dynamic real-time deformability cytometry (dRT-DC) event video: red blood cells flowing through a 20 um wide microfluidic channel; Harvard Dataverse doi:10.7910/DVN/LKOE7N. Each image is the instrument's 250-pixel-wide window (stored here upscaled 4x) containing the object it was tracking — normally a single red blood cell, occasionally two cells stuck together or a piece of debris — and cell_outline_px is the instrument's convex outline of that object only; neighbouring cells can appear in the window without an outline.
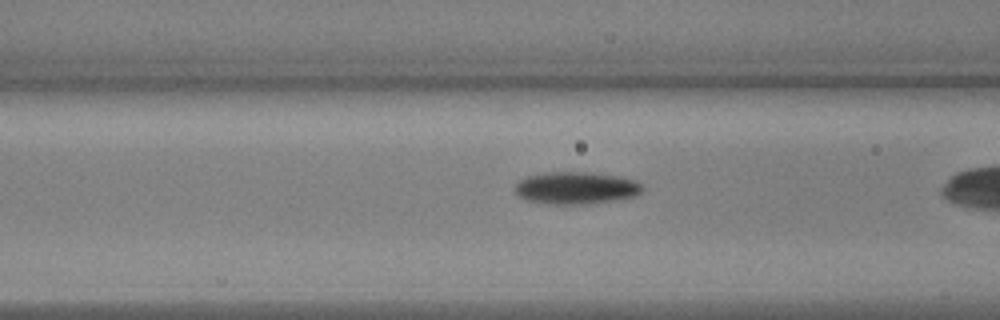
{"species": "common noctule bat (a hibernating species)", "species_latin": "Nyctalus noctula", "temperature_condition": "warm", "stored_images_in_passage": 40, "camera_frame_rate_fps": 3000, "um_per_image_px": 0.085, "animal": {"sex": "male", "body_mass_g": 17.9, "forearm_length_mm": 54.2}, "frame": {"image": 1, "passage_image": 19, "time_ms": 6.0, "image_size_px": [1000, 320], "cell_outline_px": [[644, 188], [640, 192], [632, 196], [612, 200], [580, 204], [552, 204], [528, 200], [516, 196], [512, 188], [520, 180], [528, 176], [544, 172], [588, 172], [616, 176], [636, 180], [644, 184]], "centroid_in_image_um": [48.91, 15.96], "position_along_channel_um": 117.7, "area_um2": 23.87}}
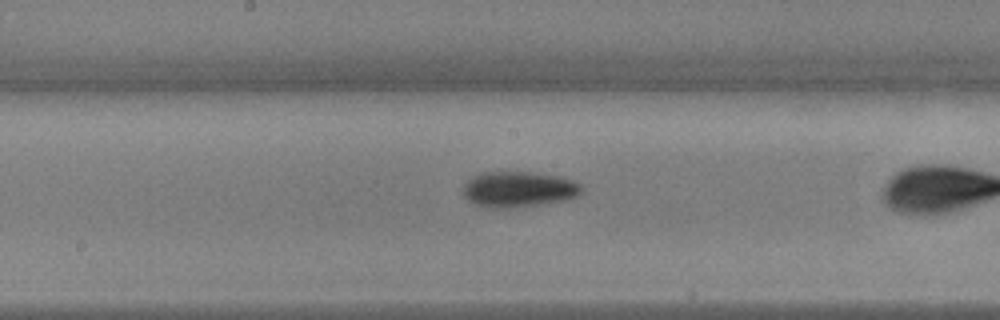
{"frame": {"image": 2, "passage_image": 26, "time_ms": 8.333, "image_size_px": [1000, 320], "cell_outline_px": [[584, 188], [576, 196], [564, 200], [508, 208], [496, 208], [476, 204], [468, 200], [464, 196], [464, 184], [472, 176], [480, 172], [532, 172], [560, 176], [572, 180], [580, 184]], "centroid_in_image_um": [44.07, 16.07], "position_along_channel_um": 204.1, "area_um2": 24.39}}
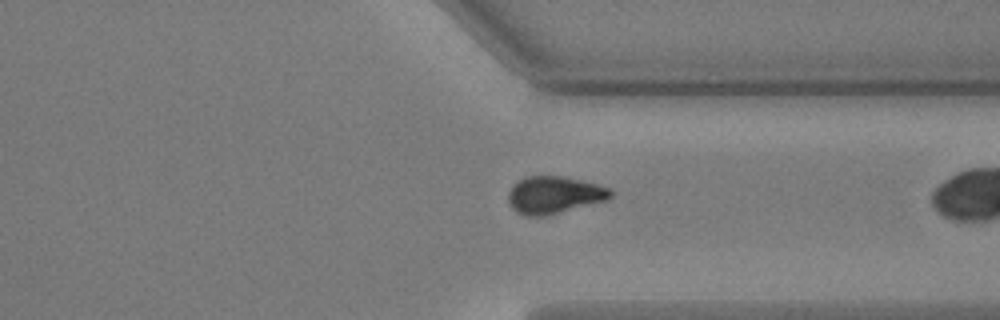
{"frame": {"image": 3, "passage_image": 39, "time_ms": 12.667, "image_size_px": [1000, 320], "cell_outline_px": [[612, 196], [608, 200], [544, 216], [524, 216], [516, 212], [508, 204], [508, 192], [512, 184], [524, 176], [564, 176], [600, 184], [608, 188], [612, 192]], "centroid_in_image_um": [47.07, 16.56], "position_along_channel_um": 364.3, "area_um2": 22.54}}